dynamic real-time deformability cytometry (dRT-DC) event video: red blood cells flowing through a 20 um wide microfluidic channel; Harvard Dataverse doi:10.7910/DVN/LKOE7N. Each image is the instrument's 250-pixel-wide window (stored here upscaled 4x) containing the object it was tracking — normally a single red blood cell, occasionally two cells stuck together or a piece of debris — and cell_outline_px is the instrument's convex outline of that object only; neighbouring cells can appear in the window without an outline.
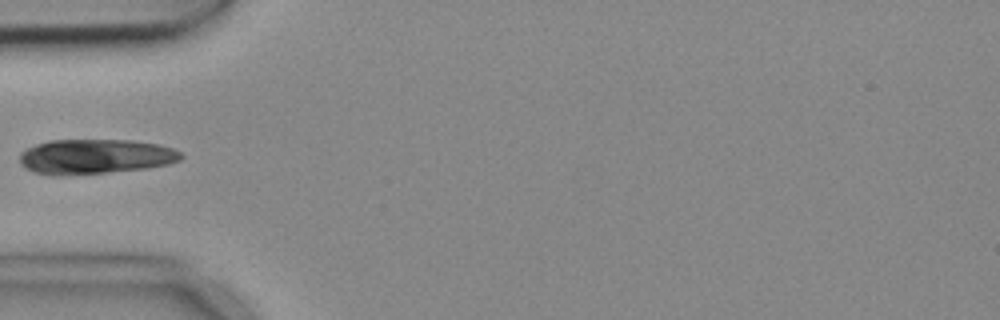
{"species": "common noctule bat (a hibernating species)", "species_latin": "Nyctalus noctula", "temperature_condition": "cold", "stored_images_in_passage": 6, "camera_frame_rate_fps": 3000, "um_per_image_px": 0.085, "animal": {"sex": "female", "body_mass_g": 18.4}, "frame": {"image": 1, "passage_image": 5, "time_ms": 1.333, "image_size_px": [1000, 320], "cell_outline_px": [[184, 156], [180, 160], [168, 164], [148, 168], [108, 172], [60, 176], [52, 176], [36, 172], [24, 168], [20, 164], [20, 152], [36, 144], [52, 140], [132, 140], [160, 144], [172, 148], [180, 152]], "centroid_in_image_um": [8.09, 13.31], "position_along_channel_um": 76.9, "area_um2": 32.95}}